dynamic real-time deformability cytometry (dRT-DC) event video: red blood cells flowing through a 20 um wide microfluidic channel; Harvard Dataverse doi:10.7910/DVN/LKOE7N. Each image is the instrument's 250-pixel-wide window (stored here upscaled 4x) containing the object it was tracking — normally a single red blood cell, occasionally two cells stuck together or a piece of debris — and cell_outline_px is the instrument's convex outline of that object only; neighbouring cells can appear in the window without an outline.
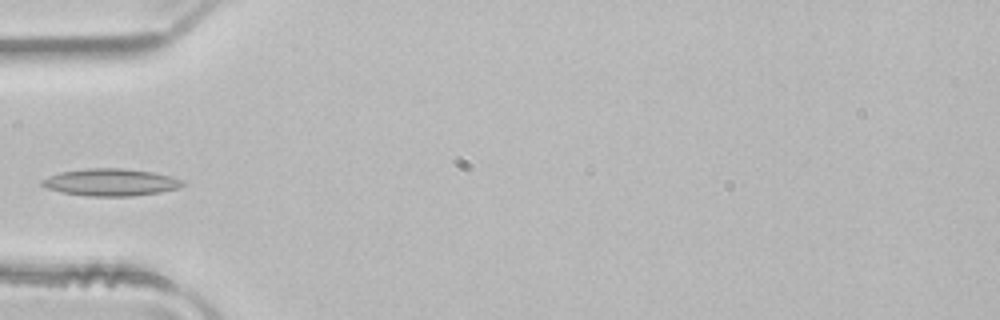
{"species": "common noctule bat (a hibernating species)", "species_latin": "Nyctalus noctula", "temperature_condition": "room temperature", "stored_images_in_passage": 3, "camera_frame_rate_fps": 3000, "um_per_image_px": 0.085, "animal": {"sex": "male", "body_mass_g": 21.5, "forearm_length_mm": 52.0}, "frame": {"image": 1, "passage_image": 3, "time_ms": 0.667, "image_size_px": [1000, 320], "cell_outline_px": [[184, 184], [180, 188], [160, 192], [132, 196], [88, 196], [60, 192], [44, 188], [40, 184], [40, 180], [48, 176], [60, 172], [88, 168], [120, 168], [152, 172], [168, 176], [180, 180]], "centroid_in_image_um": [9.33, 15.5], "position_along_channel_um": 75.7, "area_um2": 22.25}}